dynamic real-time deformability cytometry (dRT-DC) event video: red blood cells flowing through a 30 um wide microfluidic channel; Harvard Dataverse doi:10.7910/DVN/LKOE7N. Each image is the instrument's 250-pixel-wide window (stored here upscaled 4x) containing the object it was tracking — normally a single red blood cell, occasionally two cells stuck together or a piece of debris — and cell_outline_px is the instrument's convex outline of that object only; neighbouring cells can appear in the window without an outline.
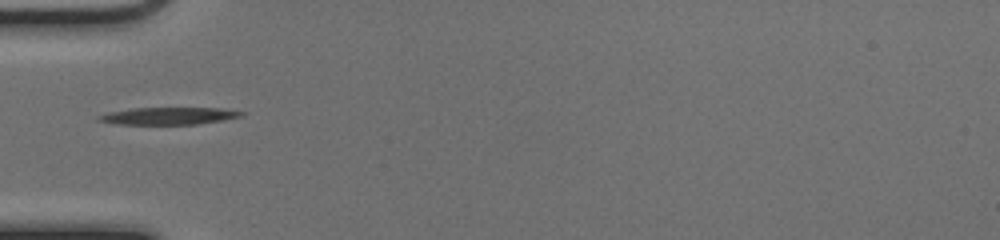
{"species": "common noctule bat (a hibernating species)", "species_latin": "Nyctalus noctula", "temperature_condition": "cold", "stored_images_in_passage": 35, "camera_frame_rate_fps": 3000, "um_per_image_px": 0.085, "animal": {"sex": "female", "body_mass_g": 17.0, "forearm_length_mm": 48.0}, "frame": {"image": 1, "passage_image": 1, "time_ms": 0.0, "image_size_px": [1000, 240], "cell_outline_px": [[244, 116], [196, 124], [112, 124], [96, 120], [96, 116], [108, 112], [132, 108], [220, 108], [244, 112]], "centroid_in_image_um": [14.25, 9.85], "position_along_channel_um": 70.7, "area_um2": 14.28}}
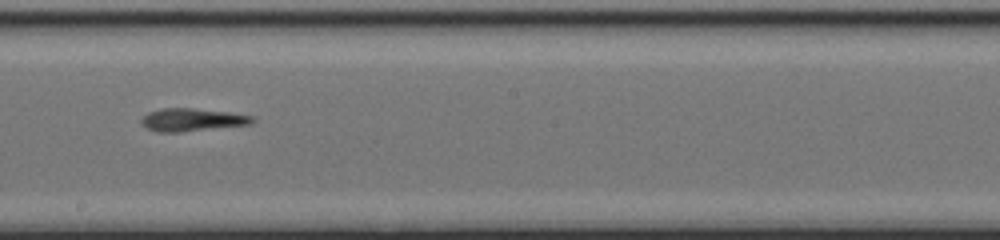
{"frame": {"image": 2, "passage_image": 13, "time_ms": 4.0, "image_size_px": [1000, 240], "cell_outline_px": [[256, 120], [252, 124], [180, 132], [160, 132], [148, 128], [140, 120], [148, 112], [164, 108], [192, 108], [228, 112], [252, 116]], "centroid_in_image_um": [16.36, 10.18], "position_along_channel_um": 231.8, "area_um2": 14.57}}
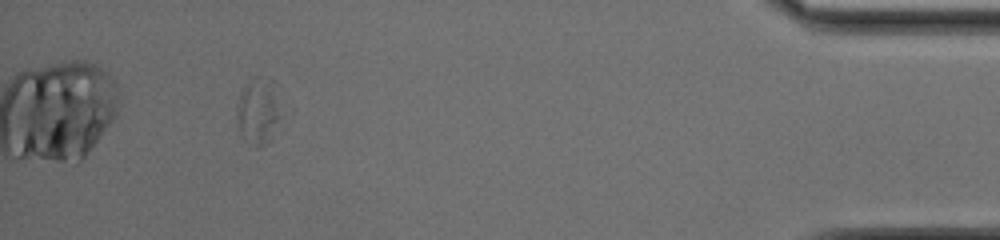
{"frame": {"image": 3, "passage_image": 31, "time_ms": 10.0, "image_size_px": [1000, 240], "cell_outline_px": [[280, 116], [264, 144], [256, 148], [240, 132], [236, 124], [236, 104], [240, 92], [244, 84], [252, 80], [272, 80]], "centroid_in_image_um": [21.85, 9.45], "position_along_channel_um": 413.3, "area_um2": 16.01}}